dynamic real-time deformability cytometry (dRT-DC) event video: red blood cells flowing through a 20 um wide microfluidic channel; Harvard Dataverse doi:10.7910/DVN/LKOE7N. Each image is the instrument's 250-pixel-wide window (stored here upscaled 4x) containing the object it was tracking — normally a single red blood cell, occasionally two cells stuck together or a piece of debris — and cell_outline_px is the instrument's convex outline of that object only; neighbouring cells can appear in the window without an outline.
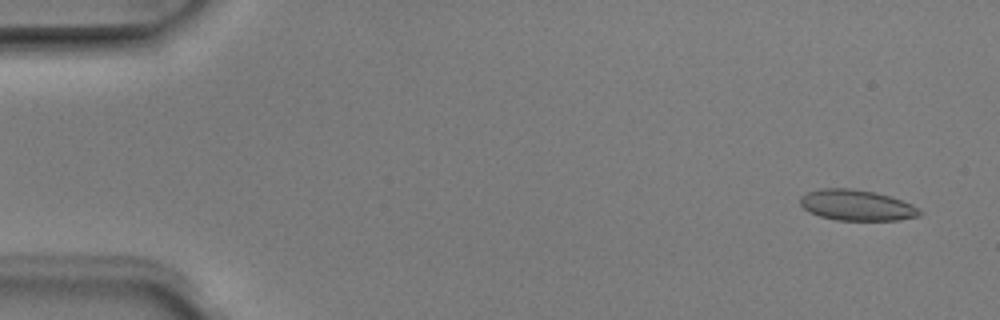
{"species": "Egyptian fruit bat (a non-hibernating species)", "species_latin": "Rousettus aegyptiacus", "temperature_condition": "room temperature", "stored_images_in_passage": 7, "camera_frame_rate_fps": 3000, "um_per_image_px": 0.085, "animal": {"sex": "male"}, "frame": {"image": 1, "passage_image": 1, "time_ms": 0.0, "image_size_px": [1000, 320], "cell_outline_px": [[924, 212], [920, 216], [896, 220], [836, 220], [820, 216], [808, 212], [800, 204], [800, 196], [808, 192], [820, 188], [852, 188], [892, 196], [912, 204]], "centroid_in_image_um": [72.83, 17.44], "position_along_channel_um": 12.2, "area_um2": 21.56}}
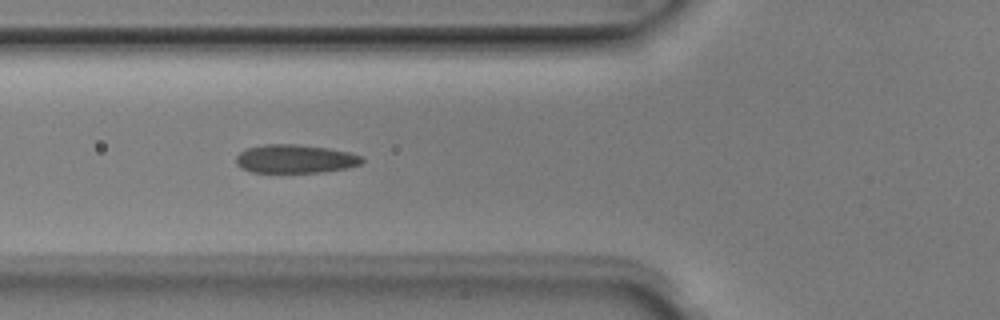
{"frame": {"image": 2, "passage_image": 5, "time_ms": 1.333, "image_size_px": [1000, 320], "cell_outline_px": [[364, 160], [360, 164], [348, 168], [324, 172], [252, 172], [240, 168], [236, 164], [236, 156], [244, 148], [264, 144], [296, 144], [328, 148], [348, 152], [364, 156]], "centroid_in_image_um": [25.08, 13.5], "position_along_channel_um": 100.7, "area_um2": 21.15}}
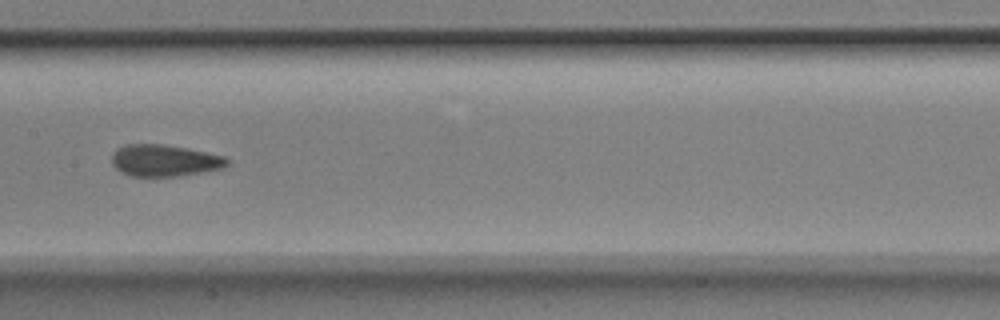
{"frame": {"image": 3, "passage_image": 7, "time_ms": 2.0, "image_size_px": [1000, 320], "cell_outline_px": [[228, 164], [224, 168], [176, 176], [132, 176], [120, 172], [112, 164], [112, 152], [116, 148], [124, 144], [160, 144], [184, 148], [224, 156], [228, 160]], "centroid_in_image_um": [13.92, 13.64], "position_along_channel_um": 193.5, "area_um2": 21.15}}